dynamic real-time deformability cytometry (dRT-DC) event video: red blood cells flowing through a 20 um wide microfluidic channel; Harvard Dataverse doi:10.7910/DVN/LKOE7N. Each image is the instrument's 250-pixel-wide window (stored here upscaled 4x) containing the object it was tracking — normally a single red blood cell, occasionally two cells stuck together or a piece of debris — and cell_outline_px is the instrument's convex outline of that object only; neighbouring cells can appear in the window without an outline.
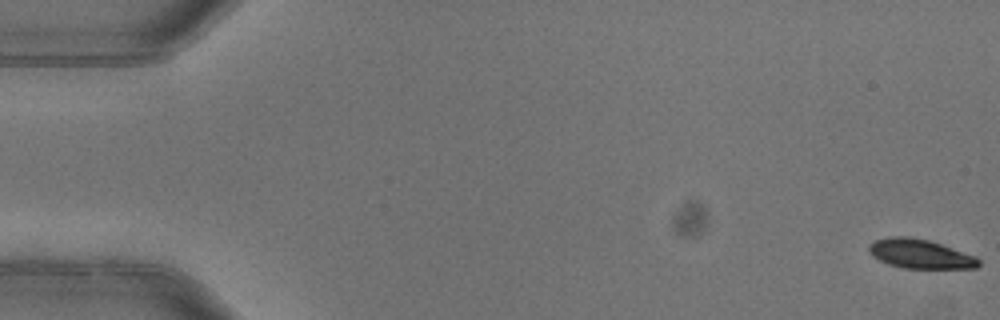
{"species": "common noctule bat (a hibernating species)", "species_latin": "Nyctalus noctula", "temperature_condition": "warm", "stored_images_in_passage": 5, "camera_frame_rate_fps": 3000, "um_per_image_px": 0.085, "animal": {"sex": "female"}, "frame": {"image": 1, "passage_image": 1, "time_ms": 0.0, "image_size_px": [1000, 320], "cell_outline_px": [[980, 264], [976, 268], [904, 268], [888, 264], [872, 256], [868, 248], [868, 244], [876, 240], [888, 236], [908, 236], [928, 240], [976, 256], [980, 260]], "centroid_in_image_um": [78.19, 21.57], "position_along_channel_um": 6.8, "area_um2": 18.61}}
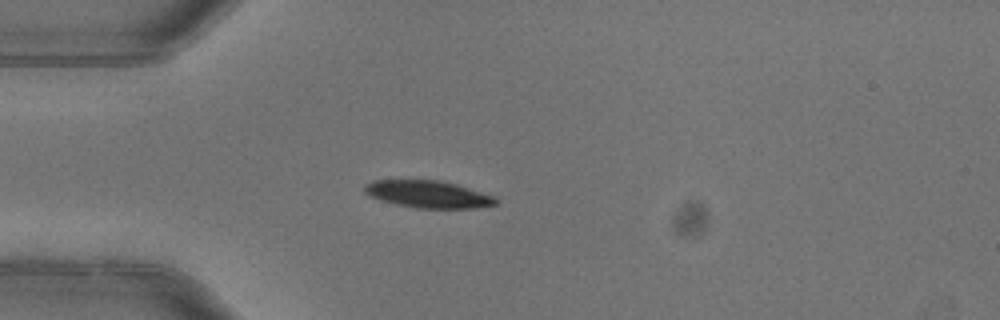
{"frame": {"image": 2, "passage_image": 5, "time_ms": 1.333, "image_size_px": [1000, 320], "cell_outline_px": [[500, 200], [496, 204], [472, 208], [416, 208], [396, 204], [380, 200], [368, 196], [364, 192], [364, 184], [372, 180], [440, 180], [456, 184], [496, 196]], "centroid_in_image_um": [36.38, 16.5], "position_along_channel_um": 48.6, "area_um2": 20.98}}